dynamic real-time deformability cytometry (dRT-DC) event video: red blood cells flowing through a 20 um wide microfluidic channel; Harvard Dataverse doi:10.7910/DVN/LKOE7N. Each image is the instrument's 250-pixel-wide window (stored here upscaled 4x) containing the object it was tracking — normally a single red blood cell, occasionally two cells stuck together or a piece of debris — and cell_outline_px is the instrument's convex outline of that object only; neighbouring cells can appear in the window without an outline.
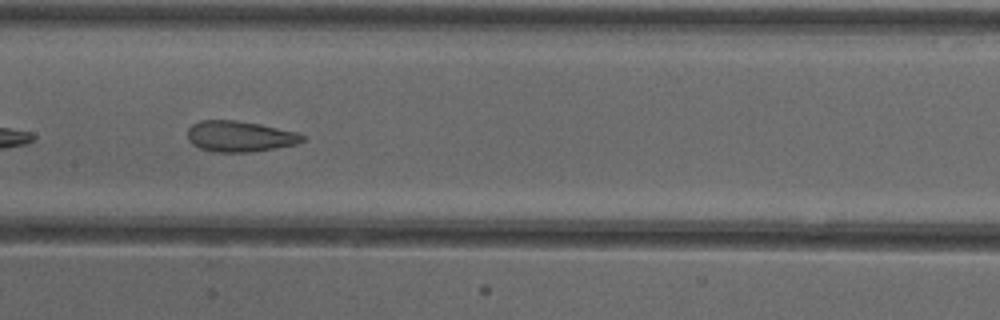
{"species": "common noctule bat (a hibernating species)", "species_latin": "Nyctalus noctula", "temperature_condition": "cold", "stored_images_in_passage": 44, "camera_frame_rate_fps": 3000, "um_per_image_px": 0.085, "animal": {"sex": "female"}, "frame": {"image": 1, "passage_image": 26, "time_ms": 8.333, "image_size_px": [1000, 320], "cell_outline_px": [[308, 136], [304, 140], [296, 144], [276, 148], [248, 152], [212, 152], [200, 148], [192, 144], [188, 140], [188, 128], [192, 124], [200, 120], [236, 120], [260, 124], [300, 132]], "centroid_in_image_um": [20.41, 11.58], "position_along_channel_um": 187.0, "area_um2": 20.92}}
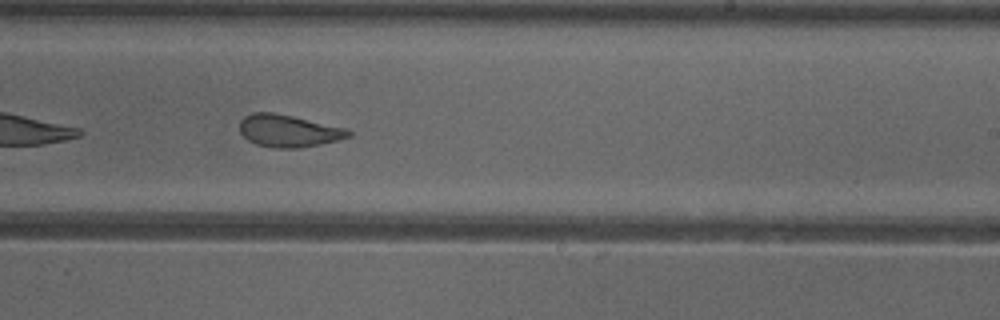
{"frame": {"image": 2, "passage_image": 32, "time_ms": 10.333, "image_size_px": [1000, 320], "cell_outline_px": [[352, 136], [320, 144], [300, 148], [276, 148], [256, 144], [248, 140], [240, 132], [240, 120], [244, 116], [252, 112], [272, 112], [292, 116], [344, 128], [352, 132]], "centroid_in_image_um": [24.49, 11.12], "position_along_channel_um": 264.5, "area_um2": 20.29}, "authors_computed_cell_mechanics": {"area_um2": 22.253, "velocity_mm_per_s": 3.895, "shape_relaxation_time_tau1_ms": 7.1607, "shape_relaxation_time_tau2_ms": 1.4342, "deformation_change_tau1": 0.1572, "deformation_change_tau2": 0.0904}}